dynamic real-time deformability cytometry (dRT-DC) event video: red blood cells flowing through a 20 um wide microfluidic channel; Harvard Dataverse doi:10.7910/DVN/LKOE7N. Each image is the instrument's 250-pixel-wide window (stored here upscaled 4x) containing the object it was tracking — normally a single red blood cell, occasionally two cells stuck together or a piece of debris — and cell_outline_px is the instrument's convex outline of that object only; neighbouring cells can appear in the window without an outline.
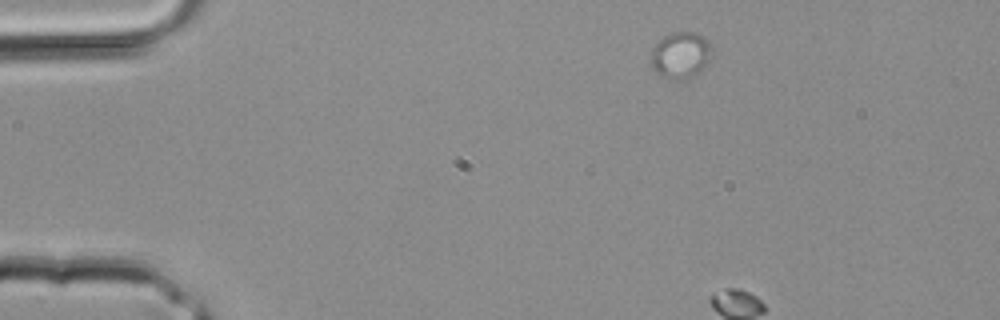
{"species": "common noctule bat (a hibernating species)", "species_latin": "Nyctalus noctula", "temperature_condition": "room temperature", "stored_images_in_passage": 3, "camera_frame_rate_fps": 3000, "um_per_image_px": 0.085, "animal": {"sex": "male", "body_mass_g": 20.4}, "frame": {"image": 1, "passage_image": 1, "time_ms": 0.0, "image_size_px": [1000, 320], "cell_outline_px": [[712, 52], [700, 72], [692, 76], [660, 76], [656, 72], [652, 64], [652, 48], [664, 36], [672, 32], [696, 32], [708, 40], [712, 48]], "centroid_in_image_um": [57.87, 4.61], "position_along_channel_um": 27.1, "area_um2": 15.78}}